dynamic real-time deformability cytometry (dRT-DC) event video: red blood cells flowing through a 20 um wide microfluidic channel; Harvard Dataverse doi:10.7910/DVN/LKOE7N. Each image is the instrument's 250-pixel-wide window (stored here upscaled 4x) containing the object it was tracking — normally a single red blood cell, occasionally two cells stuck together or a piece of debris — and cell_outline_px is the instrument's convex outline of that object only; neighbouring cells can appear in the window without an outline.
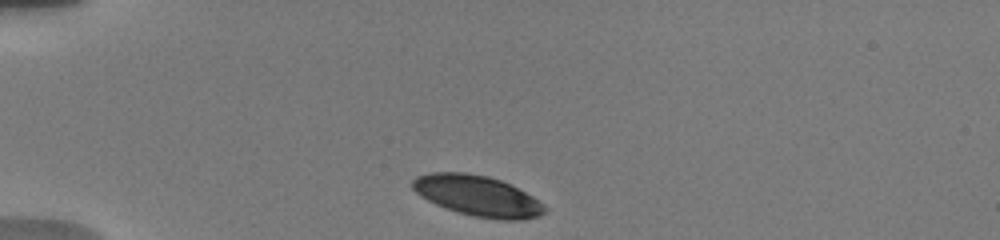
{"species": "human", "species_latin": "Homo sapiens", "temperature_condition": "warm", "stored_images_in_passage": 2, "camera_frame_rate_fps": 3000, "um_per_image_px": 0.085, "donor": {"sex": "male"}, "frame": {"image": 1, "passage_image": 1, "time_ms": 0.0, "image_size_px": [1000, 240], "cell_outline_px": [[548, 212], [540, 216], [524, 220], [496, 220], [472, 216], [444, 208], [420, 196], [412, 188], [412, 180], [416, 176], [432, 172], [464, 172], [488, 176], [500, 180], [532, 196], [544, 204], [548, 208]], "centroid_in_image_um": [40.61, 16.66], "position_along_channel_um": 44.4, "area_um2": 31.5}}